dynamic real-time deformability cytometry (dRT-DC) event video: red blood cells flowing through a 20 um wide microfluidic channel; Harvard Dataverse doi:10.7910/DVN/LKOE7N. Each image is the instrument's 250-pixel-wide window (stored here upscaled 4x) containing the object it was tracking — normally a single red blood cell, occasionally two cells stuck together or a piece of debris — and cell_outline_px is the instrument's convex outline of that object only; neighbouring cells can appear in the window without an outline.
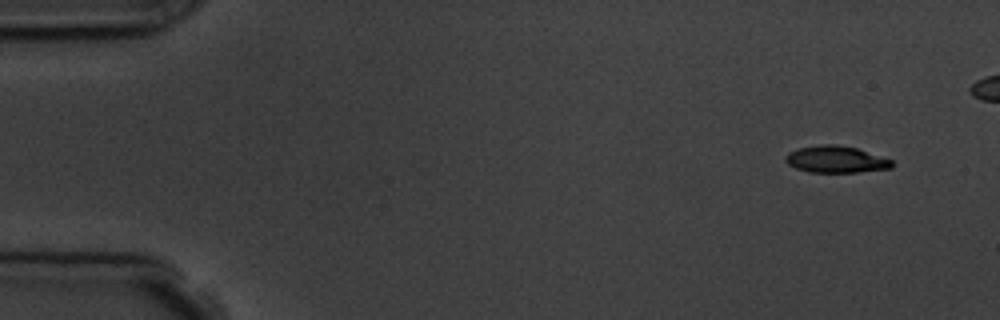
{"species": "common noctule bat (a hibernating species)", "species_latin": "Nyctalus noctula", "temperature_condition": "room temperature", "stored_images_in_passage": 6, "camera_frame_rate_fps": 3000, "um_per_image_px": 0.085, "animal": {"sex": "male", "body_mass_g": 19.5, "forearm_length_mm": 54.6}, "frame": {"image": 1, "passage_image": 1, "time_ms": 0.0, "image_size_px": [1000, 320], "cell_outline_px": [[892, 168], [856, 172], [808, 172], [796, 168], [788, 164], [784, 160], [784, 156], [788, 152], [796, 148], [820, 144], [836, 144], [856, 148], [892, 160]], "centroid_in_image_um": [70.99, 13.54], "position_along_channel_um": 14.0, "area_um2": 16.65}}